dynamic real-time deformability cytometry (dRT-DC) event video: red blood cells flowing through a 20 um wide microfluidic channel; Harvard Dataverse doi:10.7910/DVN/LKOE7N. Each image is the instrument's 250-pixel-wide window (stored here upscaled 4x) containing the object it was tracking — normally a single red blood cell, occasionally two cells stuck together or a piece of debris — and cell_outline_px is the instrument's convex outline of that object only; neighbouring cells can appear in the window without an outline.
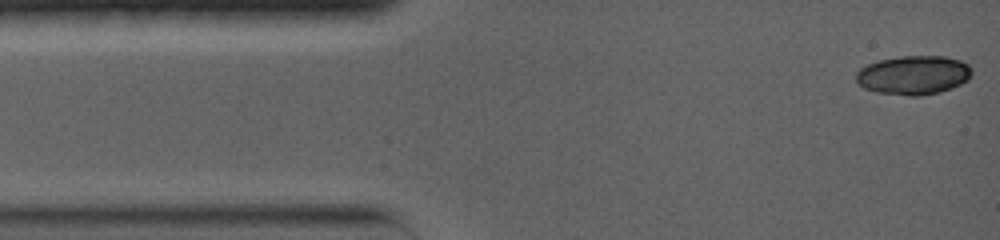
{"species": "common noctule bat (a hibernating species)", "species_latin": "Nyctalus noctula", "temperature_condition": "warm", "stored_images_in_passage": 9, "camera_frame_rate_fps": 5000, "um_per_image_px": 0.085, "animal": {"sex": "female", "body_mass_g": 19.0, "forearm_length_mm": 56.7}, "frame": {"image": 1, "passage_image": 1, "time_ms": 0.0, "image_size_px": [1000, 240], "cell_outline_px": [[972, 76], [968, 80], [960, 84], [940, 92], [920, 96], [908, 96], [876, 92], [864, 88], [856, 80], [856, 72], [860, 68], [868, 64], [880, 60], [900, 56], [944, 56], [960, 60], [968, 64], [972, 68]], "centroid_in_image_um": [77.67, 6.38], "position_along_channel_um": 7.3, "area_um2": 26.41}}
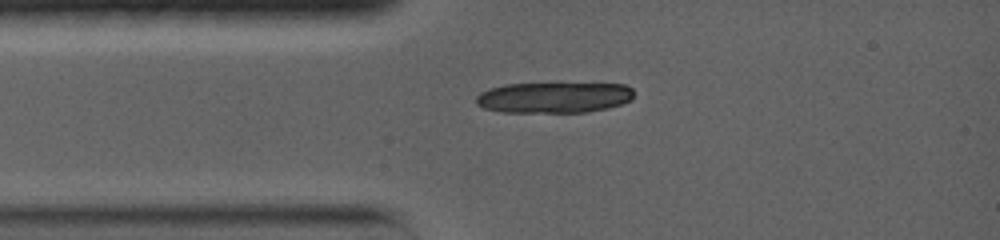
{"frame": {"image": 2, "passage_image": 9, "time_ms": 2.6, "image_size_px": [1000, 240], "cell_outline_px": [[632, 96], [628, 100], [620, 104], [588, 112], [504, 112], [484, 108], [476, 104], [476, 96], [480, 92], [488, 88], [504, 84], [624, 84], [632, 88]], "centroid_in_image_um": [47.01, 8.28], "position_along_channel_um": 38.0, "area_um2": 28.03}}